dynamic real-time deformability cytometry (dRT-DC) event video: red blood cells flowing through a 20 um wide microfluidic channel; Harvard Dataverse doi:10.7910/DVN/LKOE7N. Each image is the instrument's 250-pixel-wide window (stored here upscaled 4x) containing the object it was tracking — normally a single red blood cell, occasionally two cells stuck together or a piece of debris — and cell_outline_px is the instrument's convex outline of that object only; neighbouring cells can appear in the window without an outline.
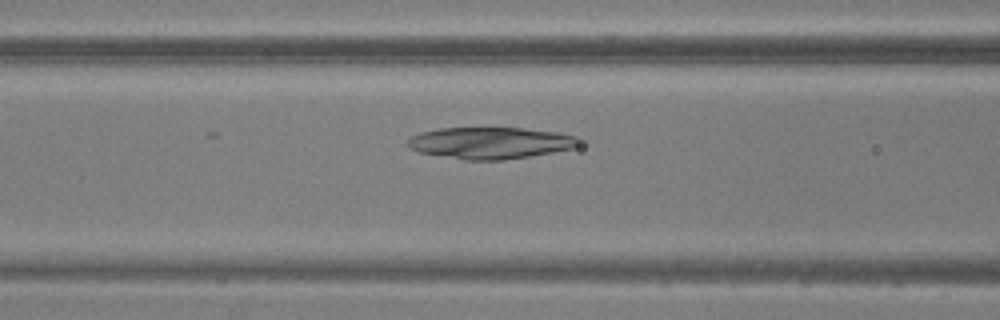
{"species": "common noctule bat (a hibernating species)", "species_latin": "Nyctalus noctula", "temperature_condition": "warm", "stored_images_in_passage": 6, "camera_frame_rate_fps": 3000, "um_per_image_px": 0.085, "animal": {"sex": "male", "body_mass_g": 20.5, "forearm_length_mm": 52.5}, "frame": {"image": 1, "passage_image": 4, "time_ms": 1.0, "image_size_px": [1000, 320], "cell_outline_px": [[584, 144], [572, 148], [552, 152], [504, 160], [464, 160], [420, 152], [412, 148], [408, 144], [408, 140], [412, 136], [420, 132], [440, 128], [524, 128], [556, 132], [576, 136]], "centroid_in_image_um": [41.72, 12.14], "position_along_channel_um": 124.9, "area_um2": 31.44}}